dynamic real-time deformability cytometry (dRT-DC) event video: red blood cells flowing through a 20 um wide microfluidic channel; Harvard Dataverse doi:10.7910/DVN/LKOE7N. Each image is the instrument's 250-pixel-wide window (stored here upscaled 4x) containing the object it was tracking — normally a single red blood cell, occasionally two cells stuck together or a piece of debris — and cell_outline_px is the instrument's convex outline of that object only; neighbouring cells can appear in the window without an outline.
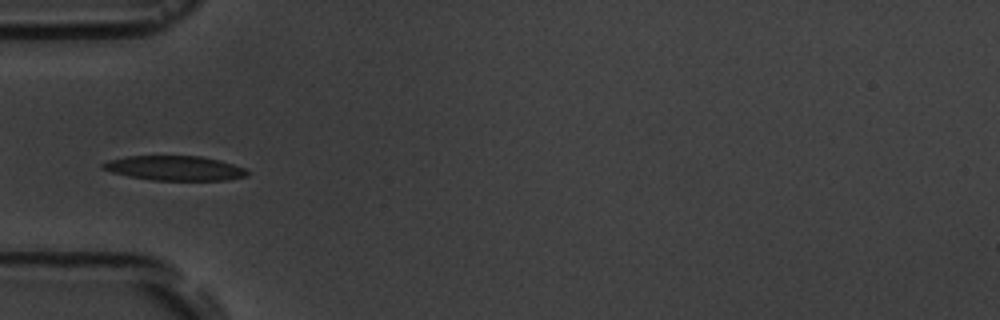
{"species": "common noctule bat (a hibernating species)", "species_latin": "Nyctalus noctula", "temperature_condition": "room temperature", "stored_images_in_passage": 10, "camera_frame_rate_fps": 3000, "um_per_image_px": 0.085, "animal": {"sex": "male", "body_mass_g": 19.5, "forearm_length_mm": 54.6}, "frame": {"image": 1, "passage_image": 6, "time_ms": 5.667, "image_size_px": [1000, 320], "cell_outline_px": [[248, 176], [228, 180], [152, 180], [128, 176], [112, 172], [100, 168], [100, 164], [108, 160], [124, 156], [200, 156], [220, 160], [244, 168], [248, 172]], "centroid_in_image_um": [14.81, 14.29], "position_along_channel_um": 70.2, "area_um2": 20.81}}
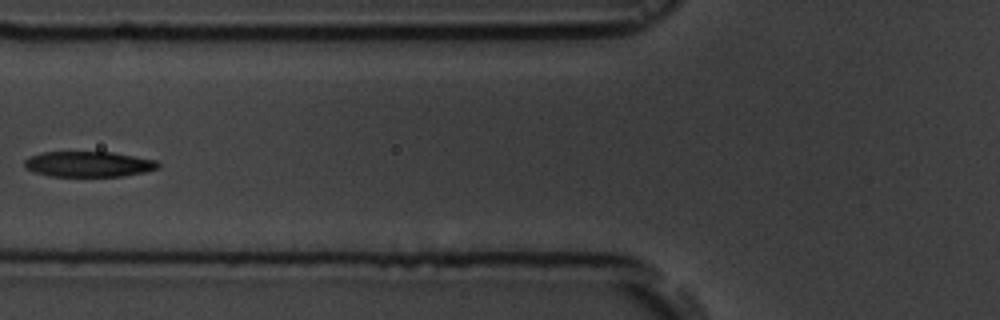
{"frame": {"image": 2, "passage_image": 7, "time_ms": 7.0, "image_size_px": [1000, 320], "cell_outline_px": [[160, 168], [144, 172], [124, 176], [52, 176], [32, 172], [24, 164], [24, 160], [28, 156], [40, 152], [112, 152], [156, 160], [160, 164]], "centroid_in_image_um": [7.52, 13.95], "position_along_channel_um": 118.3, "area_um2": 19.94}}
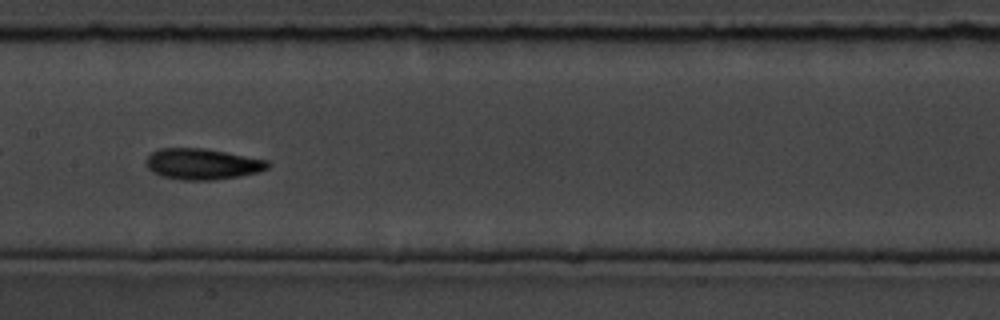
{"frame": {"image": 3, "passage_image": 9, "time_ms": 9.0, "image_size_px": [1000, 320], "cell_outline_px": [[272, 164], [268, 168], [256, 172], [240, 176], [212, 180], [180, 180], [160, 176], [152, 172], [148, 168], [144, 160], [152, 152], [160, 148], [204, 148], [268, 160]], "centroid_in_image_um": [17.17, 13.94], "position_along_channel_um": 190.2, "area_um2": 22.08}}